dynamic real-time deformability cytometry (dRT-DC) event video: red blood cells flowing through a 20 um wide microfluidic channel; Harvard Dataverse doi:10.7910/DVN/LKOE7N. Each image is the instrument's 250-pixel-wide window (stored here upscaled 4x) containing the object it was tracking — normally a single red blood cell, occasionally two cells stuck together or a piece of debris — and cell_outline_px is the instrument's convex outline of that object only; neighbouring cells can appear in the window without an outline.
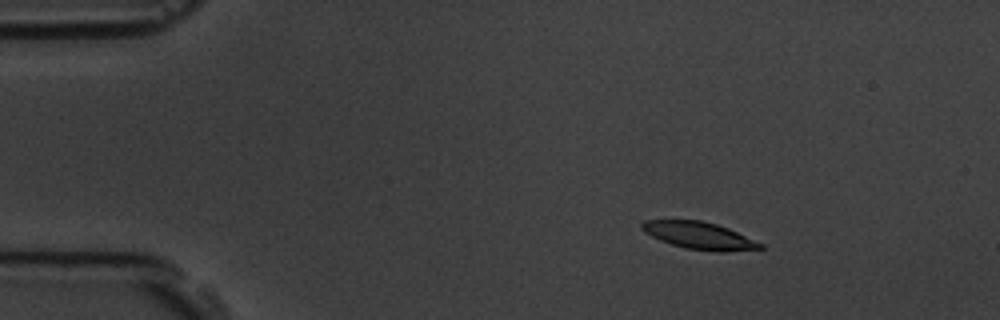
{"species": "common noctule bat (a hibernating species)", "species_latin": "Nyctalus noctula", "temperature_condition": "room temperature", "stored_images_in_passage": 6, "camera_frame_rate_fps": 3000, "um_per_image_px": 0.085, "animal": {"sex": "male", "body_mass_g": 19.5, "forearm_length_mm": 54.6}, "frame": {"image": 1, "passage_image": 2, "time_ms": 0.333, "image_size_px": [1000, 320], "cell_outline_px": [[764, 248], [720, 252], [684, 248], [660, 240], [644, 232], [640, 228], [640, 224], [644, 220], [700, 220], [716, 224], [728, 228], [764, 244]], "centroid_in_image_um": [59.42, 20.02], "position_along_channel_um": 25.6, "area_um2": 18.67}}
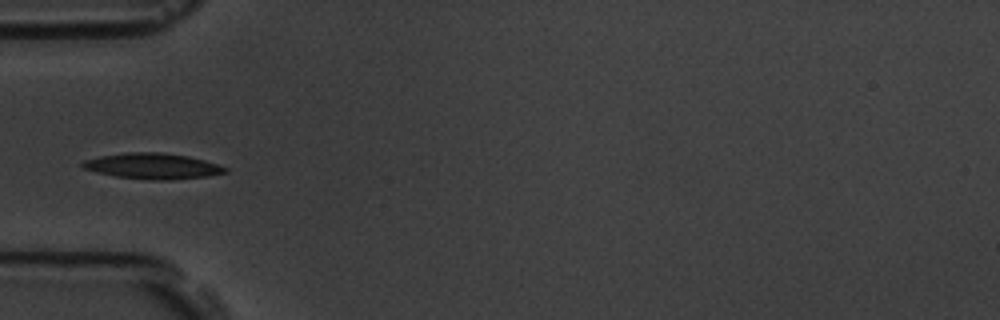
{"frame": {"image": 2, "passage_image": 5, "time_ms": 1.333, "image_size_px": [1000, 320], "cell_outline_px": [[228, 172], [208, 176], [172, 180], [148, 180], [116, 176], [96, 172], [80, 168], [80, 164], [84, 160], [100, 156], [128, 152], [160, 152], [188, 156], [204, 160], [228, 168]], "centroid_in_image_um": [12.95, 14.12], "position_along_channel_um": 72.0, "area_um2": 21.5}}
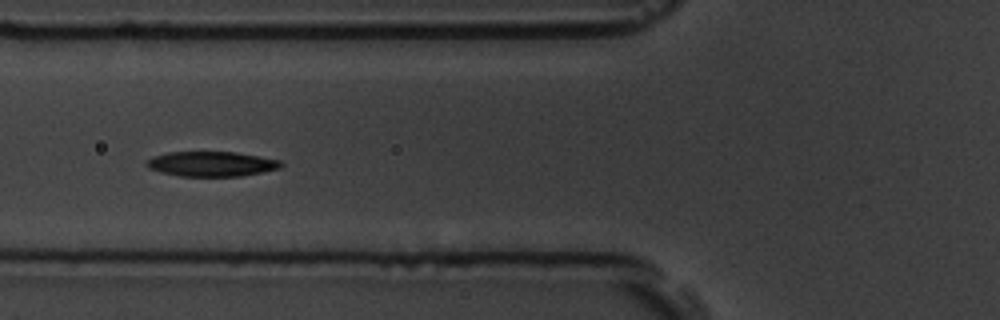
{"frame": {"image": 3, "passage_image": 6, "time_ms": 1.667, "image_size_px": [1000, 320], "cell_outline_px": [[284, 164], [280, 168], [240, 176], [180, 176], [160, 172], [148, 168], [144, 164], [144, 160], [152, 156], [168, 152], [236, 152], [260, 156], [280, 160]], "centroid_in_image_um": [17.92, 13.92], "position_along_channel_um": 107.9, "area_um2": 19.65}}